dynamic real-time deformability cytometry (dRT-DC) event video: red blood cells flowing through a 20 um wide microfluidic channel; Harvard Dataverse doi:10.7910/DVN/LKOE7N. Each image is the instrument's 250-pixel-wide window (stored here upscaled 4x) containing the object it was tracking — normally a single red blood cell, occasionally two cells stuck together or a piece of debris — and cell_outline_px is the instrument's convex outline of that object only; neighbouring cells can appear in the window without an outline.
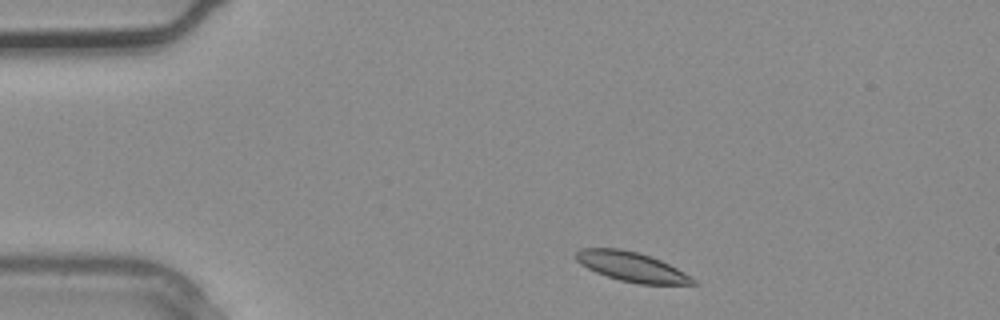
{"species": "common noctule bat (a hibernating species)", "species_latin": "Nyctalus noctula", "temperature_condition": "warm", "stored_images_in_passage": 2, "camera_frame_rate_fps": 3000, "um_per_image_px": 0.085, "animal": {"sex": "male", "body_mass_g": 20.4}, "frame": {"image": 1, "passage_image": 1, "time_ms": 0.0, "image_size_px": [1000, 320], "cell_outline_px": [[696, 284], [640, 284], [620, 280], [596, 272], [580, 264], [576, 260], [576, 252], [580, 248], [620, 248], [652, 256], [692, 276], [696, 280]], "centroid_in_image_um": [53.69, 22.67], "position_along_channel_um": 31.3, "area_um2": 20.0}}
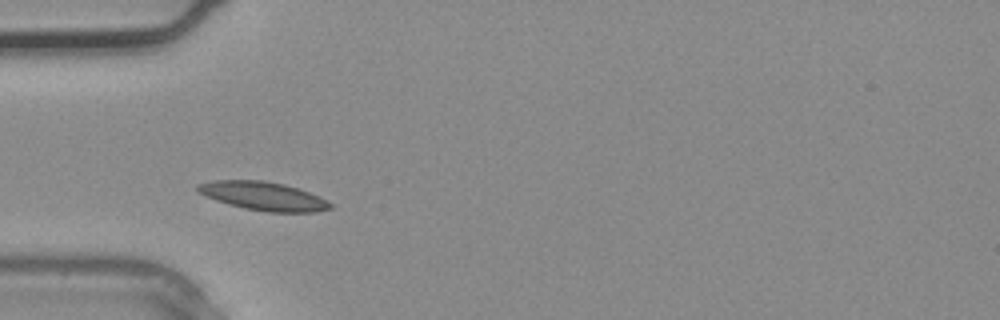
{"frame": {"image": 2, "passage_image": 2, "time_ms": 0.333, "image_size_px": [1000, 320], "cell_outline_px": [[332, 208], [316, 212], [268, 212], [244, 208], [228, 204], [204, 196], [196, 192], [196, 184], [216, 180], [264, 180], [284, 184], [320, 196], [332, 204]], "centroid_in_image_um": [22.35, 16.66], "position_along_channel_um": 62.6, "area_um2": 22.14}}